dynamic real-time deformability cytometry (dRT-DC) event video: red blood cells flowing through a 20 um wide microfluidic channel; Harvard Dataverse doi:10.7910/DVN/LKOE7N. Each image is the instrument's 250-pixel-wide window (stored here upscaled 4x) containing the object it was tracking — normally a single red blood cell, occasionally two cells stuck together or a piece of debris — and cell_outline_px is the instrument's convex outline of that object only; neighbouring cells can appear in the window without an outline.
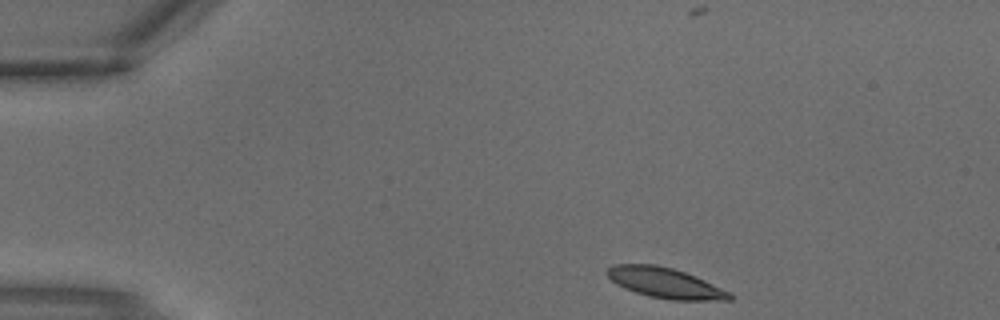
{"species": "common noctule bat (a hibernating species)", "species_latin": "Nyctalus noctula", "temperature_condition": "warm", "stored_images_in_passage": 3, "segment_of_instrument_passage": [1, 2], "camera_frame_rate_fps": 3000, "um_per_image_px": 0.085, "animal": {"sex": "male", "body_mass_g": 18.8}, "frame": {"image": 1, "passage_image": 1, "time_ms": 0.0, "image_size_px": [1000, 320], "cell_outline_px": [[732, 300], [672, 300], [648, 296], [624, 288], [616, 284], [604, 272], [612, 264], [656, 264], [672, 268], [696, 276], [732, 292]], "centroid_in_image_um": [56.54, 24.04], "position_along_channel_um": 28.5, "area_um2": 21.79}}